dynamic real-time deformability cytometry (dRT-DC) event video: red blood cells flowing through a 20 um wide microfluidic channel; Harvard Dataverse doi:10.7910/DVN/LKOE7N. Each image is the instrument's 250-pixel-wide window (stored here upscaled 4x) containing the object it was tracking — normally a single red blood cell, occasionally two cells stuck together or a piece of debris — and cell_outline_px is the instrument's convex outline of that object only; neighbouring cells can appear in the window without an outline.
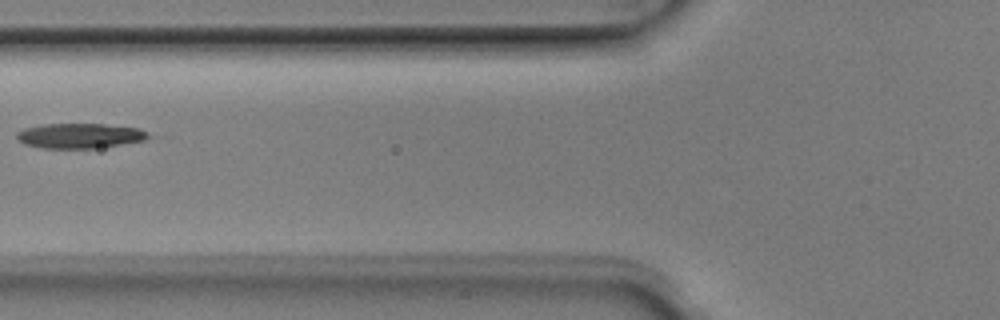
{"species": "Egyptian fruit bat (a non-hibernating species)", "species_latin": "Rousettus aegyptiacus", "temperature_condition": "room temperature", "stored_images_in_passage": 7, "camera_frame_rate_fps": 3000, "um_per_image_px": 0.085, "animal": {"sex": "male"}, "frame": {"image": 1, "passage_image": 6, "time_ms": 1.667, "image_size_px": [1000, 320], "cell_outline_px": [[152, 136], [144, 140], [120, 144], [92, 148], [40, 148], [24, 144], [16, 140], [16, 132], [24, 128], [44, 124], [104, 124], [140, 128], [148, 132]], "centroid_in_image_um": [6.74, 11.53], "position_along_channel_um": 119.1, "area_um2": 19.19}}
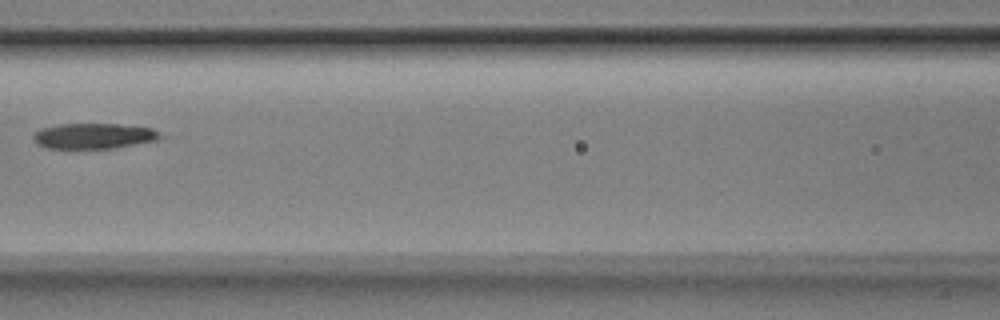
{"frame": {"image": 2, "passage_image": 7, "time_ms": 2.0, "image_size_px": [1000, 320], "cell_outline_px": [[164, 136], [156, 140], [112, 148], [48, 148], [36, 144], [32, 140], [32, 136], [40, 128], [56, 124], [116, 124], [152, 128], [160, 132]], "centroid_in_image_um": [7.93, 11.55], "position_along_channel_um": 158.7, "area_um2": 18.84}}